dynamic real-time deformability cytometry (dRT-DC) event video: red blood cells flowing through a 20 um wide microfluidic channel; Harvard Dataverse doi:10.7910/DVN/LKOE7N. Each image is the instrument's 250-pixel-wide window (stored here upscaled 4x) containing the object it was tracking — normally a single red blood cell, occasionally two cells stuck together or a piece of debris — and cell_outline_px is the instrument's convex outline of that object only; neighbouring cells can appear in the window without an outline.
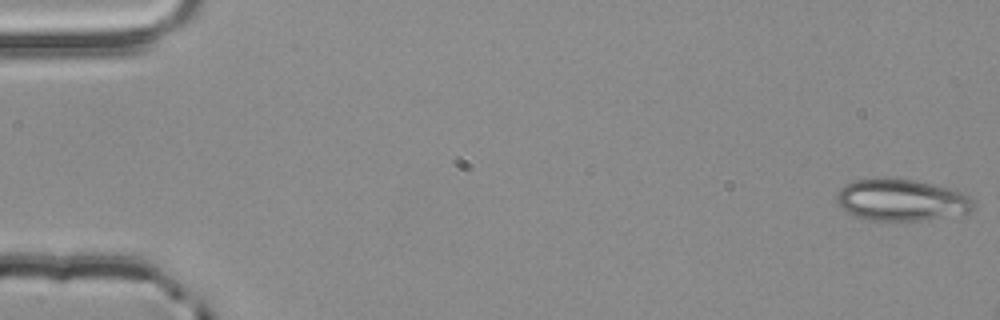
{"species": "common noctule bat (a hibernating species)", "species_latin": "Nyctalus noctula", "temperature_condition": "room temperature", "stored_images_in_passage": 16, "camera_frame_rate_fps": 3000, "um_per_image_px": 0.085, "animal": {"sex": "male", "body_mass_g": 20.4}, "frame": {"image": 1, "passage_image": 1, "time_ms": 0.0, "image_size_px": [1000, 320], "cell_outline_px": [[976, 208], [968, 212], [920, 220], [868, 220], [856, 216], [848, 212], [836, 200], [836, 196], [840, 188], [844, 184], [852, 180], [884, 176], [916, 180], [964, 192], [976, 204]], "centroid_in_image_um": [76.59, 16.96], "position_along_channel_um": 8.4, "area_um2": 33.41}}